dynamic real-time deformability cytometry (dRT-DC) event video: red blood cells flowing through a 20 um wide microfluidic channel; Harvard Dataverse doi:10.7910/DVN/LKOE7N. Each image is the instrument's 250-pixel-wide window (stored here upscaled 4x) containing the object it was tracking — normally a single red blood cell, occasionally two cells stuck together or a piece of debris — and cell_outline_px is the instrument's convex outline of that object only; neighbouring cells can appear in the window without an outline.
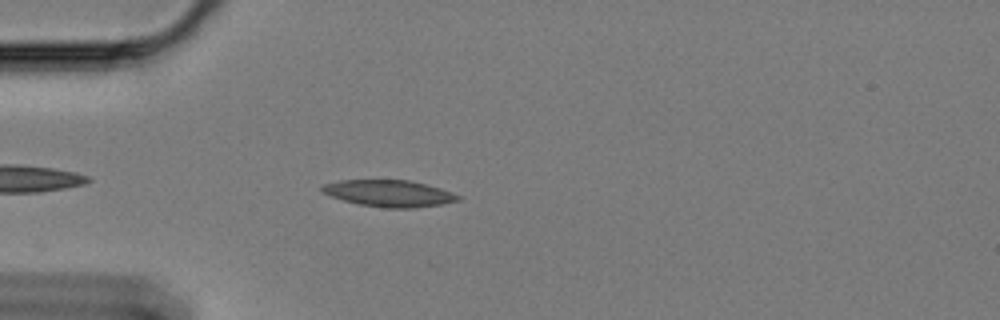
{"species": "Egyptian fruit bat (a non-hibernating species)", "species_latin": "Rousettus aegyptiacus", "temperature_condition": "cold", "stored_images_in_passage": 34, "camera_frame_rate_fps": 3000, "um_per_image_px": 0.085, "animal": {"sex": "female"}, "frame": {"image": 1, "passage_image": 5, "time_ms": 1.333, "image_size_px": [1000, 320], "cell_outline_px": [[460, 200], [440, 204], [416, 208], [384, 208], [360, 204], [344, 200], [320, 192], [320, 188], [324, 184], [340, 180], [408, 180], [440, 188], [452, 192], [460, 196]], "centroid_in_image_um": [33.06, 16.44], "position_along_channel_um": 51.9, "area_um2": 20.98}}
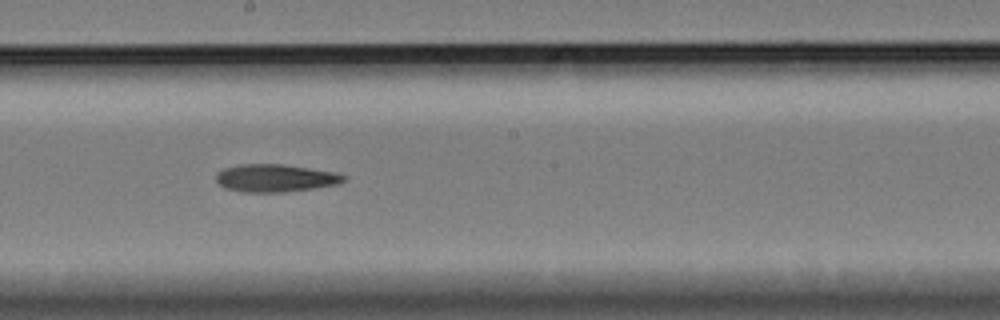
{"frame": {"image": 2, "passage_image": 20, "time_ms": 6.333, "image_size_px": [1000, 320], "cell_outline_px": [[348, 176], [340, 184], [284, 192], [244, 192], [224, 188], [216, 180], [216, 176], [224, 168], [244, 164], [280, 164], [340, 172]], "centroid_in_image_um": [23.47, 15.13], "position_along_channel_um": 224.7, "area_um2": 20.58}}
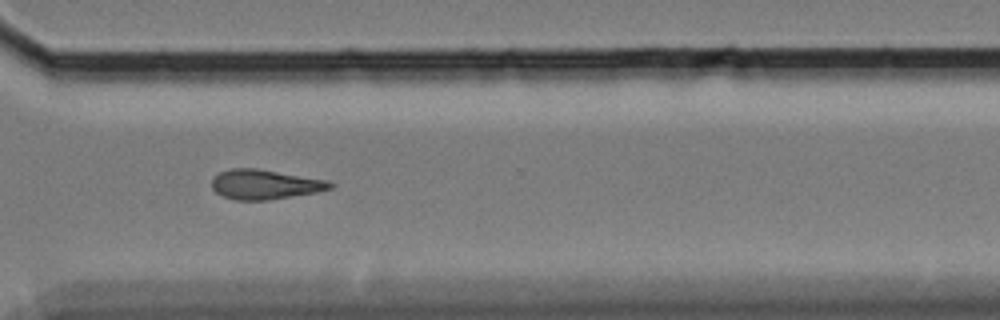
{"frame": {"image": 3, "passage_image": 31, "time_ms": 10.0, "image_size_px": [1000, 320], "cell_outline_px": [[336, 184], [332, 188], [316, 192], [268, 200], [236, 200], [220, 196], [212, 188], [212, 176], [220, 172], [232, 168], [256, 168], [328, 180]], "centroid_in_image_um": [22.5, 15.67], "position_along_channel_um": 348.1, "area_um2": 20.58}}